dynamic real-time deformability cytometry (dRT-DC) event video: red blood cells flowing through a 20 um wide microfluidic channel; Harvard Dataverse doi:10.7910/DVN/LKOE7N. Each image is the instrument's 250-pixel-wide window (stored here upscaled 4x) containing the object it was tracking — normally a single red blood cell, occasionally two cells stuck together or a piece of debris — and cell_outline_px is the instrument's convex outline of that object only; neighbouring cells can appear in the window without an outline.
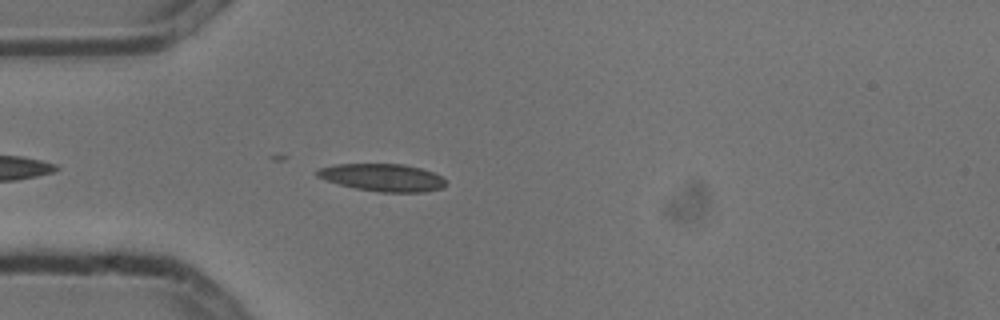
{"species": "common noctule bat (a hibernating species)", "species_latin": "Nyctalus noctula", "temperature_condition": "cold", "stored_images_in_passage": 5, "camera_frame_rate_fps": 3000, "um_per_image_px": 0.085, "animal": {"sex": "male", "body_mass_g": 13.3}, "frame": {"image": 1, "passage_image": 5, "time_ms": 1.333, "image_size_px": [1000, 320], "cell_outline_px": [[444, 188], [424, 192], [380, 192], [356, 188], [340, 184], [316, 176], [312, 172], [320, 168], [336, 164], [404, 164], [420, 168], [432, 172], [440, 176], [444, 180]], "centroid_in_image_um": [32.5, 15.08], "position_along_channel_um": 52.5, "area_um2": 20.46}}